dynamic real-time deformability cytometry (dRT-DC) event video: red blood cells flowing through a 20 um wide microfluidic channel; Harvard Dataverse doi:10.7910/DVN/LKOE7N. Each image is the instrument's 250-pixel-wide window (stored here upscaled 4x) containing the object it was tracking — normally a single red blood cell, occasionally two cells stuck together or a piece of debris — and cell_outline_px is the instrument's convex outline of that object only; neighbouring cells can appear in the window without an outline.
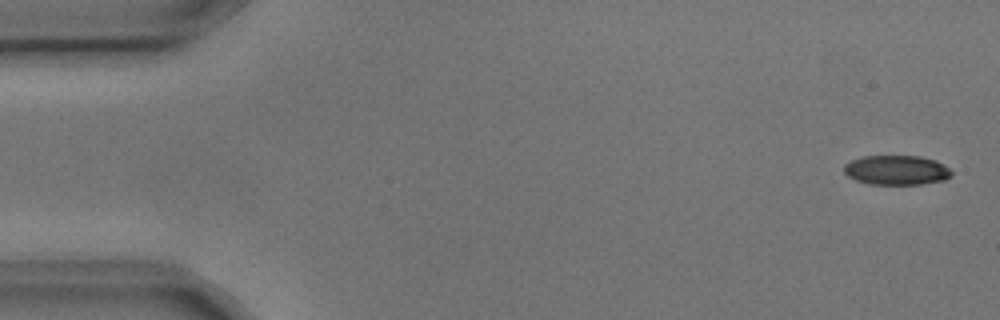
{"species": "common noctule bat (a hibernating species)", "species_latin": "Nyctalus noctula", "temperature_condition": "cold", "stored_images_in_passage": 4, "camera_frame_rate_fps": 3000, "um_per_image_px": 0.085, "animal": {"sex": "male", "body_mass_g": 17.9, "forearm_length_mm": 54.2}, "frame": {"image": 1, "passage_image": 1, "time_ms": 0.0, "image_size_px": [1000, 320], "cell_outline_px": [[952, 176], [944, 180], [920, 184], [872, 184], [856, 180], [848, 176], [844, 172], [844, 164], [852, 160], [864, 156], [920, 156], [936, 160], [948, 168], [952, 172]], "centroid_in_image_um": [76.21, 14.45], "position_along_channel_um": 8.8, "area_um2": 18.44}}
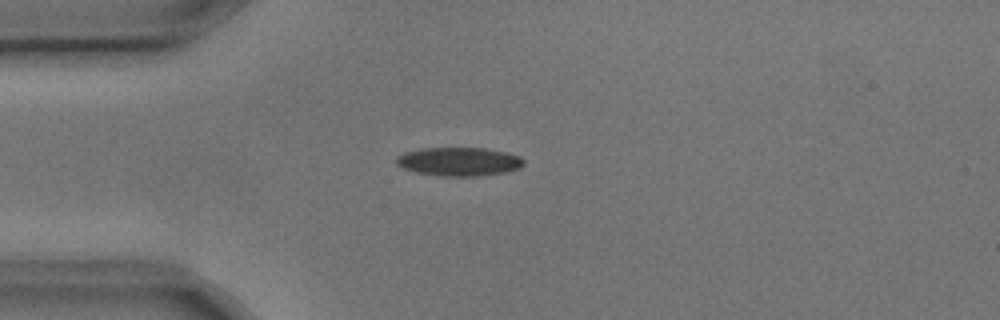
{"frame": {"image": 2, "passage_image": 4, "time_ms": 1.0, "image_size_px": [1000, 320], "cell_outline_px": [[524, 164], [520, 168], [504, 172], [480, 176], [440, 176], [416, 172], [404, 168], [396, 164], [396, 156], [404, 152], [420, 148], [484, 148], [504, 152], [520, 156], [524, 160]], "centroid_in_image_um": [39.0, 13.73], "position_along_channel_um": 46.0, "area_um2": 21.27}}